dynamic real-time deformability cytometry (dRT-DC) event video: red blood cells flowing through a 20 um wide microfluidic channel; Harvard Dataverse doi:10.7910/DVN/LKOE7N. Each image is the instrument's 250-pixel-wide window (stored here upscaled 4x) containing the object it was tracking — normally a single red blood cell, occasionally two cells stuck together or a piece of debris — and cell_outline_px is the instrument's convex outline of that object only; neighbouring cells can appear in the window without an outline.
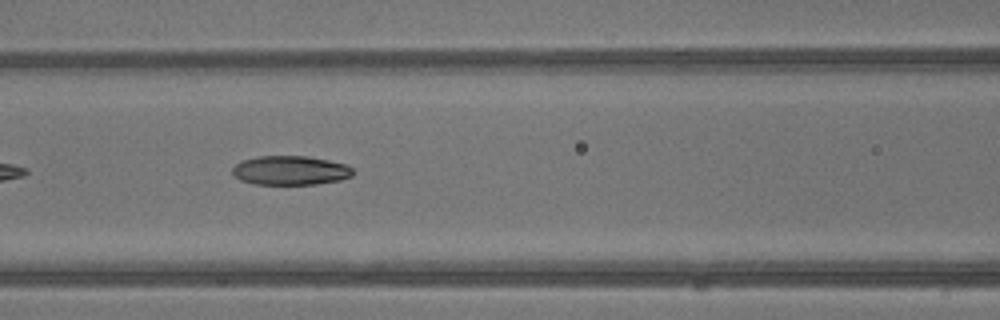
{"species": "common noctule bat (a hibernating species)", "species_latin": "Nyctalus noctula", "temperature_condition": "warm", "stored_images_in_passage": 21, "camera_frame_rate_fps": 3000, "um_per_image_px": 0.085, "animal": {"sex": "male", "body_mass_g": 13.3}, "frame": {"image": 1, "passage_image": 15, "time_ms": 4.667, "image_size_px": [1000, 320], "cell_outline_px": [[352, 176], [340, 180], [316, 184], [252, 184], [240, 180], [232, 172], [232, 168], [240, 160], [256, 156], [308, 156], [348, 164], [352, 168]], "centroid_in_image_um": [24.67, 14.48], "position_along_channel_um": 141.9, "area_um2": 20.63}}
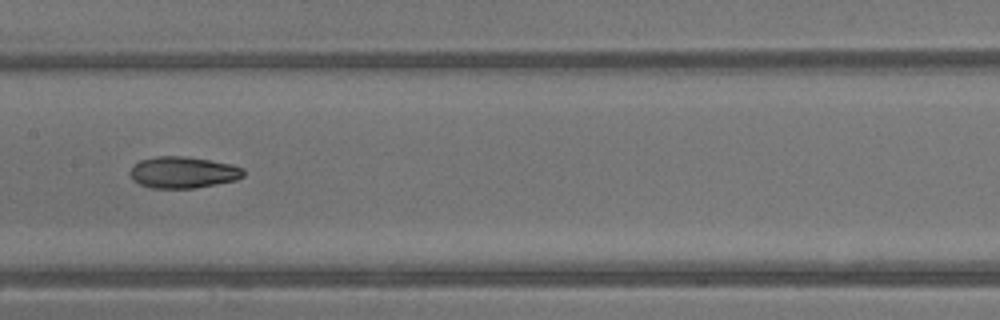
{"frame": {"image": 2, "passage_image": 18, "time_ms": 5.667, "image_size_px": [1000, 320], "cell_outline_px": [[244, 176], [236, 180], [196, 188], [152, 188], [140, 184], [132, 180], [128, 172], [140, 160], [156, 156], [184, 156], [232, 164], [244, 168]], "centroid_in_image_um": [15.56, 14.65], "position_along_channel_um": 191.8, "area_um2": 20.87}}